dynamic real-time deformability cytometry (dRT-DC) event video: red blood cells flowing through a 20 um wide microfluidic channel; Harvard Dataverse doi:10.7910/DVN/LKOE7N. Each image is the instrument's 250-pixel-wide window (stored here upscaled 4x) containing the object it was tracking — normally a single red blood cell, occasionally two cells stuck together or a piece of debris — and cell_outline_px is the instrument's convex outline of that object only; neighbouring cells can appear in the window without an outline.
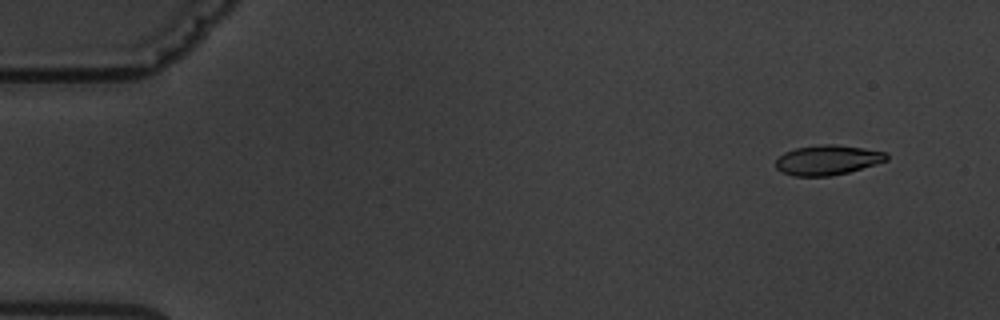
{"species": "common noctule bat (a hibernating species)", "species_latin": "Nyctalus noctula", "temperature_condition": "warm", "stored_images_in_passage": 9, "camera_frame_rate_fps": 3000, "um_per_image_px": 0.085, "animal": {"sex": "male", "body_mass_g": 19.5, "forearm_length_mm": 54.6}, "frame": {"image": 1, "passage_image": 1, "time_ms": 0.0, "image_size_px": [1000, 320], "cell_outline_px": [[888, 160], [876, 164], [848, 172], [828, 176], [796, 176], [784, 172], [776, 168], [776, 160], [784, 152], [796, 148], [820, 144], [836, 144], [864, 148], [888, 152]], "centroid_in_image_um": [70.37, 13.59], "position_along_channel_um": 14.6, "area_um2": 19.25}}
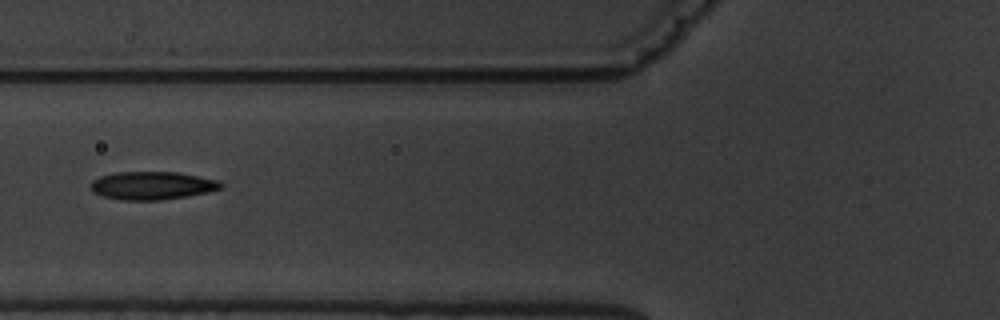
{"frame": {"image": 2, "passage_image": 6, "time_ms": 6.0, "image_size_px": [1000, 320], "cell_outline_px": [[224, 184], [220, 188], [208, 192], [188, 196], [160, 200], [124, 200], [104, 196], [92, 192], [92, 180], [100, 176], [116, 172], [180, 172], [220, 180]], "centroid_in_image_um": [12.97, 15.76], "position_along_channel_um": 112.8, "area_um2": 21.33}}
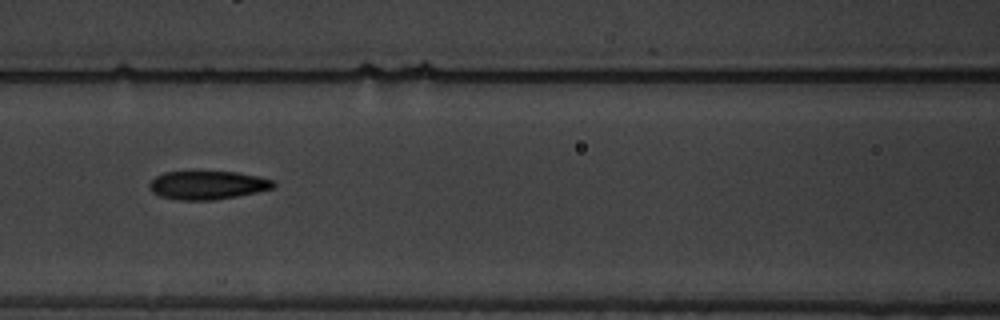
{"frame": {"image": 3, "passage_image": 7, "time_ms": 7.0, "image_size_px": [1000, 320], "cell_outline_px": [[276, 184], [272, 188], [256, 192], [216, 200], [180, 200], [160, 196], [152, 192], [148, 184], [156, 176], [164, 172], [236, 172], [260, 176], [272, 180]], "centroid_in_image_um": [17.63, 15.74], "position_along_channel_um": 149.0, "area_um2": 20.46}}